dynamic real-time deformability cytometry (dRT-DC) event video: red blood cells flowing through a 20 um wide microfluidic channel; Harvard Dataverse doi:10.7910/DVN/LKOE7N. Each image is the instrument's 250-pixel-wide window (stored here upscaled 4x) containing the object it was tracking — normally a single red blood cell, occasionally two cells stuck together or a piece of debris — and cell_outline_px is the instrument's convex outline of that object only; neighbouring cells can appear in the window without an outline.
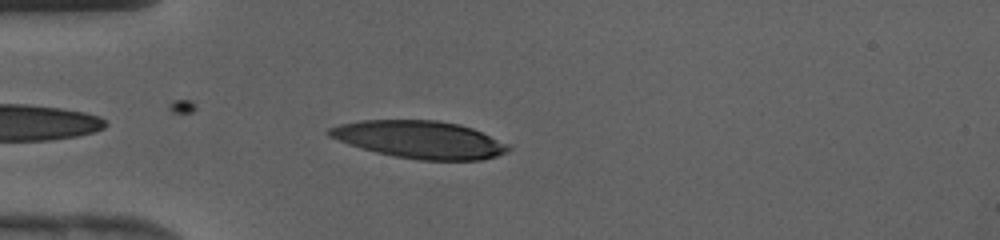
{"species": "human", "species_latin": "Homo sapiens", "temperature_condition": "cold", "stored_images_in_passage": 30, "camera_frame_rate_fps": 3000, "um_per_image_px": 0.085, "donor": {"sex": "female"}, "frame": {"image": 1, "passage_image": 2, "time_ms": 0.333, "image_size_px": [1000, 240], "cell_outline_px": [[512, 148], [496, 156], [480, 160], [420, 160], [396, 156], [376, 152], [348, 144], [328, 136], [324, 132], [328, 128], [340, 124], [360, 120], [436, 120], [460, 124], [472, 128], [512, 144]], "centroid_in_image_um": [35.69, 11.85], "position_along_channel_um": 49.3, "area_um2": 39.3}}
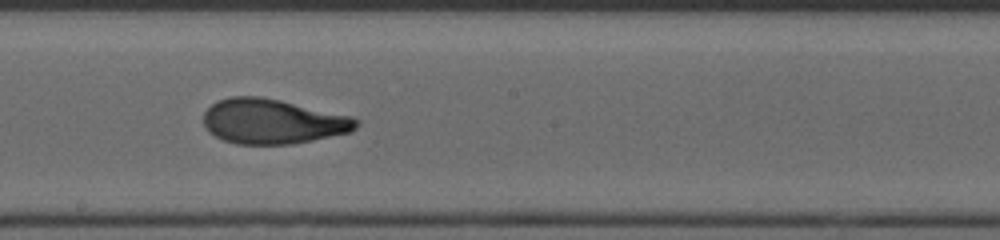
{"frame": {"image": 2, "passage_image": 14, "time_ms": 4.333, "image_size_px": [1000, 240], "cell_outline_px": [[360, 124], [352, 132], [292, 144], [236, 144], [224, 140], [208, 132], [204, 128], [204, 112], [216, 100], [232, 96], [260, 96], [280, 100], [352, 116], [360, 120]], "centroid_in_image_um": [23.18, 10.32], "position_along_channel_um": 225.0, "area_um2": 40.17}}
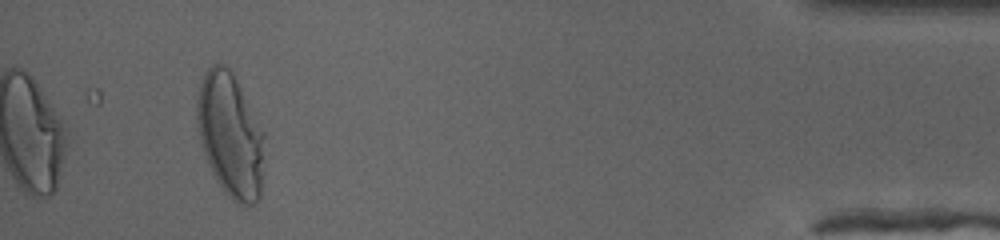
{"frame": {"image": 3, "passage_image": 30, "time_ms": 9.667, "image_size_px": [1000, 240], "cell_outline_px": [[264, 136], [260, 196], [252, 204], [236, 204], [224, 192], [216, 180], [208, 164], [200, 140], [196, 120], [196, 104], [200, 84], [204, 72], [212, 64], [224, 64], [232, 72], [264, 132]], "centroid_in_image_um": [19.55, 11.48], "position_along_channel_um": 415.6, "area_um2": 48.38}}